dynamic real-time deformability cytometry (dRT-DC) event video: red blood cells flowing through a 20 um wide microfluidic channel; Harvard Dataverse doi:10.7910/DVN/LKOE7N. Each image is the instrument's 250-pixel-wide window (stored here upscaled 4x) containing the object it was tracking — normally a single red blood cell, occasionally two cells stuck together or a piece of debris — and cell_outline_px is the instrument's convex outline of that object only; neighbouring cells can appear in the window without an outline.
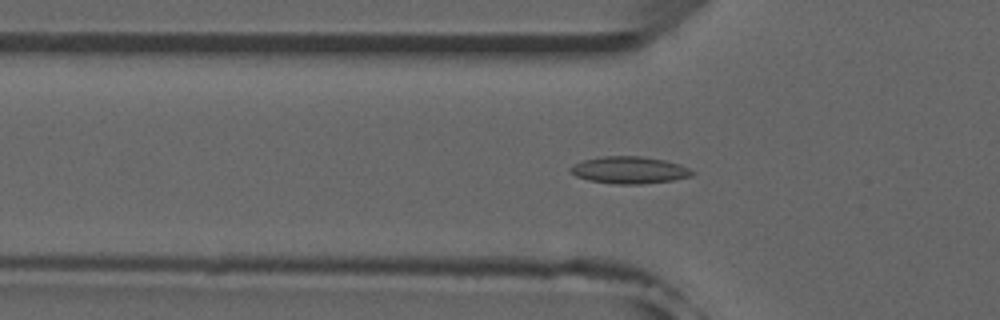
{"species": "common noctule bat (a hibernating species)", "species_latin": "Nyctalus noctula", "temperature_condition": "room temperature", "stored_images_in_passage": 52, "camera_frame_rate_fps": 3000, "um_per_image_px": 0.085, "animal": {"sex": "male", "forearm_length_mm": 52.5}, "frame": {"image": 1, "passage_image": 16, "time_ms": 5.0, "image_size_px": [1000, 320], "cell_outline_px": [[696, 172], [692, 176], [672, 180], [640, 184], [616, 184], [588, 180], [576, 176], [568, 172], [568, 168], [572, 164], [584, 160], [604, 156], [640, 156], [664, 160], [680, 164]], "centroid_in_image_um": [53.46, 14.45], "position_along_channel_um": 72.3, "area_um2": 19.25}}
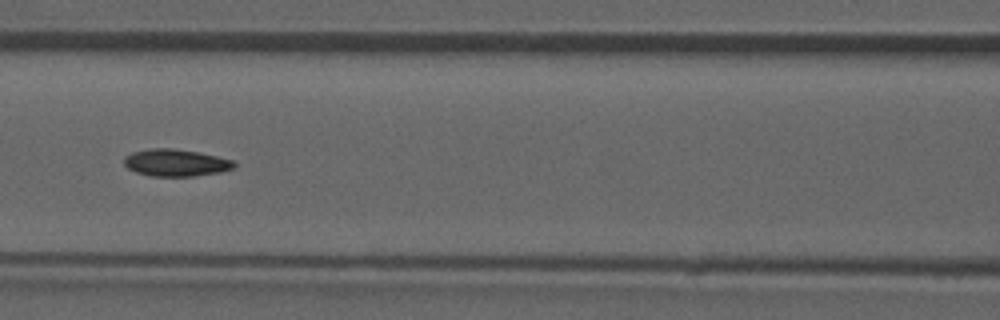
{"frame": {"image": 2, "passage_image": 22, "time_ms": 7.0, "image_size_px": [1000, 320], "cell_outline_px": [[236, 164], [232, 168], [220, 172], [196, 176], [152, 176], [136, 172], [128, 168], [124, 164], [124, 156], [132, 152], [152, 148], [172, 148], [200, 152], [232, 160]], "centroid_in_image_um": [14.92, 13.83], "position_along_channel_um": 151.7, "area_um2": 17.34}}
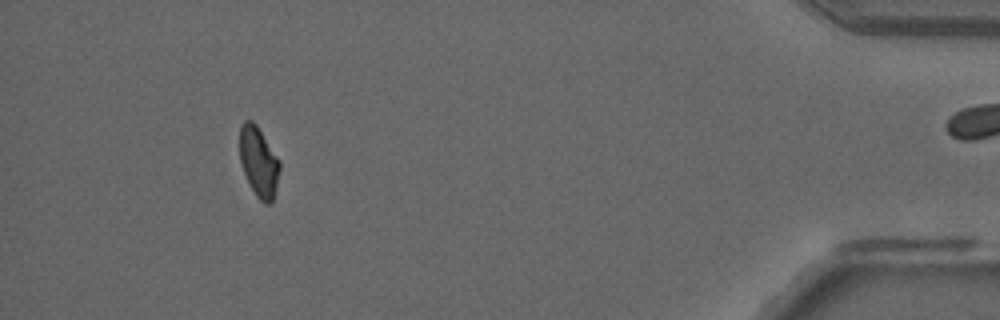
{"frame": {"image": 3, "passage_image": 47, "time_ms": 15.333, "image_size_px": [1000, 320], "cell_outline_px": [[280, 168], [272, 204], [264, 204], [256, 196], [248, 184], [240, 164], [240, 124], [244, 120], [252, 120], [256, 124], [280, 160]], "centroid_in_image_um": [21.98, 13.77], "position_along_channel_um": 413.2, "area_um2": 16.53}, "authors_computed_cell_mechanics": {"area_um2": 17.2244, "velocity_mm_per_s": 3.9272, "shape_relaxation_time_tau1_ms": null, "shape_relaxation_time_tau2_ms": 5.0307, "deformation_change_tau1": null, "deformation_change_tau2": 0.0905}}